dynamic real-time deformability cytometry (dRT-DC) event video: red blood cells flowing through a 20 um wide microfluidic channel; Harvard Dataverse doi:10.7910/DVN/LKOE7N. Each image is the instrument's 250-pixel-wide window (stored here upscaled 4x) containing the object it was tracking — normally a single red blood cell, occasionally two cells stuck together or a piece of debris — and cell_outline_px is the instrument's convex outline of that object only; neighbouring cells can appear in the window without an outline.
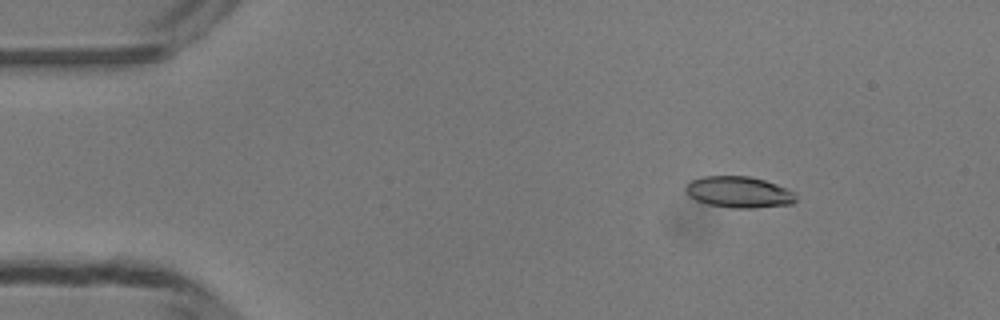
{"species": "common noctule bat (a hibernating species)", "species_latin": "Nyctalus noctula", "temperature_condition": "room temperature", "stored_images_in_passage": 49, "camera_frame_rate_fps": 3000, "um_per_image_px": 0.085, "animal": {"sex": "male", "body_mass_g": 13.3}, "frame": {"image": 1, "passage_image": 7, "time_ms": 2.0, "image_size_px": [1000, 320], "cell_outline_px": [[796, 200], [792, 204], [756, 208], [732, 208], [708, 204], [696, 200], [688, 196], [684, 188], [692, 180], [704, 176], [748, 176], [764, 180], [776, 184], [792, 192], [796, 196]], "centroid_in_image_um": [62.78, 16.34], "position_along_channel_um": 22.2, "area_um2": 20.0}}
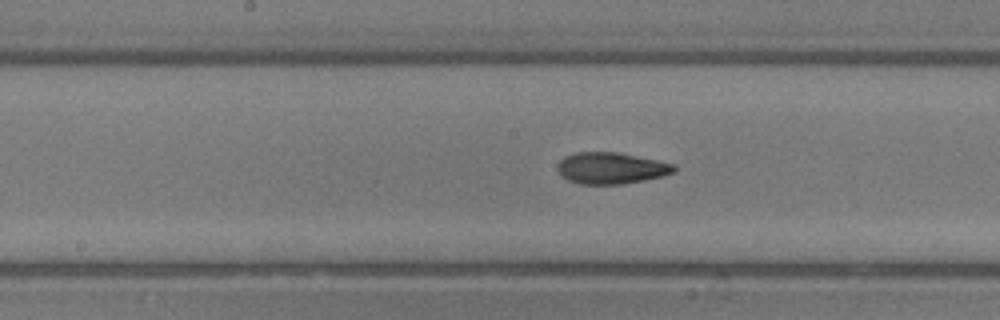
{"frame": {"image": 2, "passage_image": 25, "time_ms": 8.0, "image_size_px": [1000, 320], "cell_outline_px": [[676, 172], [664, 176], [624, 184], [580, 184], [568, 180], [560, 176], [556, 168], [560, 160], [564, 156], [576, 152], [616, 152], [676, 164]], "centroid_in_image_um": [51.94, 14.3], "position_along_channel_um": 196.3, "area_um2": 21.56}}
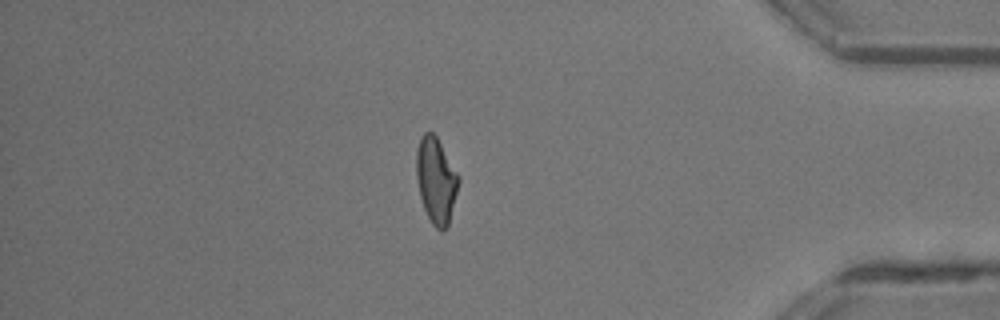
{"frame": {"image": 3, "passage_image": 42, "time_ms": 13.667, "image_size_px": [1000, 320], "cell_outline_px": [[460, 180], [448, 228], [440, 232], [432, 224], [424, 208], [420, 196], [416, 176], [416, 152], [420, 136], [424, 132], [432, 132], [436, 136], [460, 176]], "centroid_in_image_um": [37.07, 15.34], "position_along_channel_um": 398.1, "area_um2": 21.27}, "authors_computed_cell_mechanics": {"area_um2": 20.7502, "velocity_mm_per_s": 4.2264, "shape_relaxation_time_tau1_ms": 6.8753, "shape_relaxation_time_tau2_ms": 1.7092, "deformation_change_tau1": 0.2003, "deformation_change_tau2": 0.0837}}